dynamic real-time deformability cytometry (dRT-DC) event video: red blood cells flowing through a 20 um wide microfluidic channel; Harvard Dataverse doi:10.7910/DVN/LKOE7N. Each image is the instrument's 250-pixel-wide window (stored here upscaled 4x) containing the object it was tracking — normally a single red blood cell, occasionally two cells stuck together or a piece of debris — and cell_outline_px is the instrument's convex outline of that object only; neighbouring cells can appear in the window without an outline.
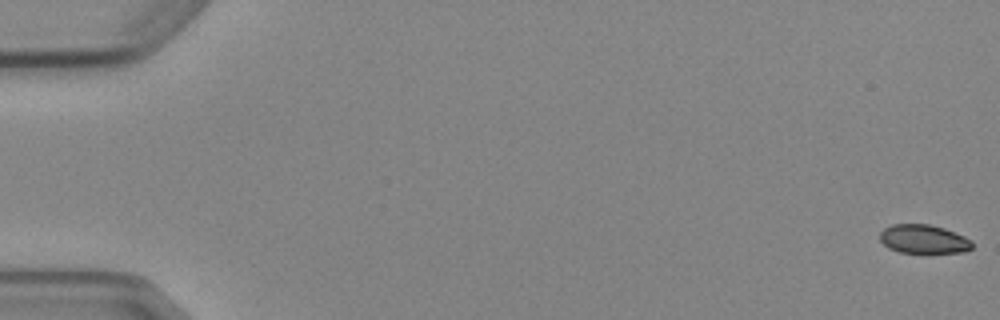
{"species": "Egyptian fruit bat (a non-hibernating species)", "species_latin": "Rousettus aegyptiacus", "temperature_condition": "cold", "stored_images_in_passage": 6, "camera_frame_rate_fps": 3000, "um_per_image_px": 0.085, "animal": {"sex": "female"}, "frame": {"image": 1, "passage_image": 1, "time_ms": 0.0, "image_size_px": [1000, 320], "cell_outline_px": [[972, 248], [964, 252], [900, 252], [888, 248], [880, 240], [880, 232], [884, 228], [892, 224], [928, 224], [944, 228], [964, 236], [972, 240]], "centroid_in_image_um": [78.5, 20.31], "position_along_channel_um": 6.5, "area_um2": 15.37}}
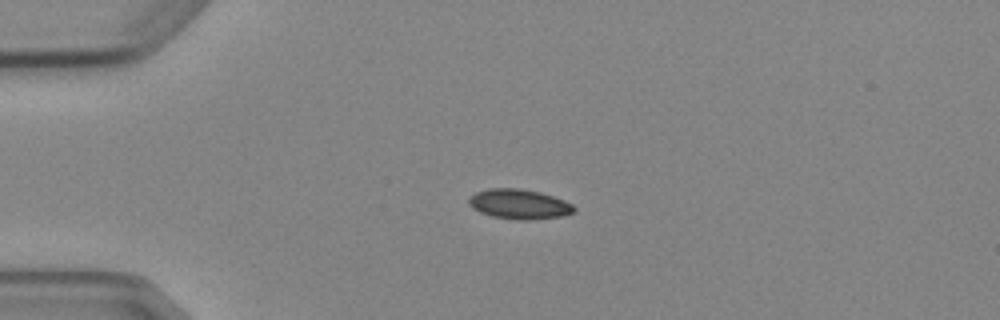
{"frame": {"image": 2, "passage_image": 4, "time_ms": 4.333, "image_size_px": [1000, 320], "cell_outline_px": [[576, 208], [572, 212], [560, 216], [528, 220], [516, 220], [492, 216], [480, 212], [472, 208], [468, 204], [468, 196], [476, 192], [488, 188], [520, 188], [540, 192], [564, 200], [572, 204]], "centroid_in_image_um": [44.07, 17.34], "position_along_channel_um": 40.9, "area_um2": 18.32}}
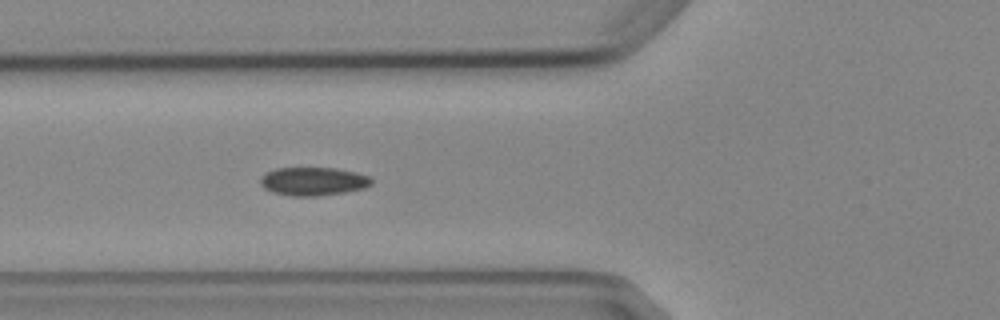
{"frame": {"image": 3, "passage_image": 6, "time_ms": 6.667, "image_size_px": [1000, 320], "cell_outline_px": [[372, 184], [364, 188], [344, 192], [316, 196], [292, 196], [272, 192], [264, 188], [260, 184], [260, 176], [264, 172], [276, 168], [336, 168], [356, 172], [368, 176], [372, 180]], "centroid_in_image_um": [26.58, 15.41], "position_along_channel_um": 99.2, "area_um2": 18.44}}